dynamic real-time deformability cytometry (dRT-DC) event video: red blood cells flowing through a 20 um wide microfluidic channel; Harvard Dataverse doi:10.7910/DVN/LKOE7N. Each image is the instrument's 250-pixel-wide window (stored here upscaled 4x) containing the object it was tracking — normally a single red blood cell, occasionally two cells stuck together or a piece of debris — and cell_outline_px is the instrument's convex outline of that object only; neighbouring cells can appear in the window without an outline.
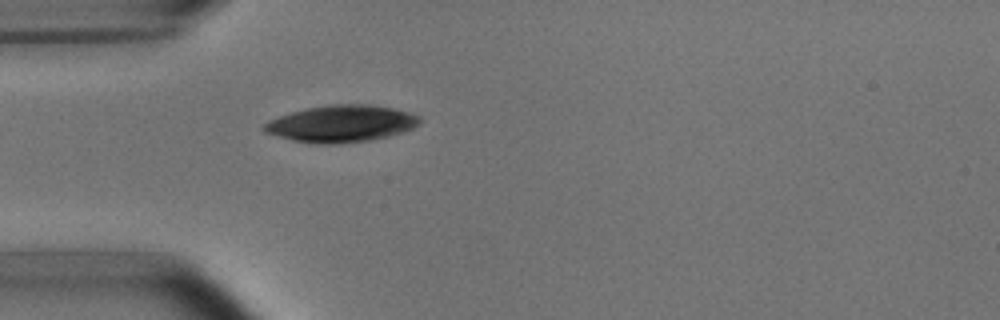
{"species": "common noctule bat (a hibernating species)", "species_latin": "Nyctalus noctula", "temperature_condition": "room temperature", "stored_images_in_passage": 1, "camera_frame_rate_fps": 3000, "um_per_image_px": 0.085, "animal": {"sex": "male", "body_mass_g": 15.6}, "frame": {"image": 1, "passage_image": 1, "time_ms": 0.0, "image_size_px": [1000, 320], "cell_outline_px": [[420, 124], [412, 128], [388, 136], [372, 140], [336, 144], [320, 144], [292, 140], [264, 132], [264, 124], [268, 120], [292, 112], [308, 108], [328, 104], [372, 104], [392, 108], [408, 112], [420, 116]], "centroid_in_image_um": [29.02, 10.51], "position_along_channel_um": 56.0, "area_um2": 33.29}}